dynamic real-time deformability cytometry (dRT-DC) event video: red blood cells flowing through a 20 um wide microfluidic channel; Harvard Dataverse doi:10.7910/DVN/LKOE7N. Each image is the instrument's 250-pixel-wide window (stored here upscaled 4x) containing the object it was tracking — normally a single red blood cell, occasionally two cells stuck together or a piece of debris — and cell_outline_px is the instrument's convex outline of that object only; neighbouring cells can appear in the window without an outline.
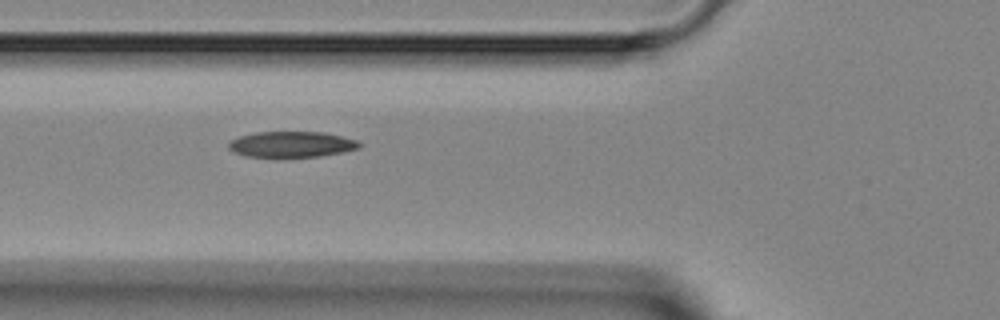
{"species": "Egyptian fruit bat (a non-hibernating species)", "species_latin": "Rousettus aegyptiacus", "temperature_condition": "room temperature", "stored_images_in_passage": 8, "camera_frame_rate_fps": 3000, "um_per_image_px": 0.085, "animal": {"sex": "female"}, "frame": {"image": 1, "passage_image": 4, "time_ms": 4.667, "image_size_px": [1000, 320], "cell_outline_px": [[360, 148], [320, 156], [276, 160], [244, 156], [232, 152], [228, 148], [228, 140], [240, 136], [256, 132], [324, 132], [356, 140], [360, 144]], "centroid_in_image_um": [24.67, 12.32], "position_along_channel_um": 101.1, "area_um2": 20.52}}
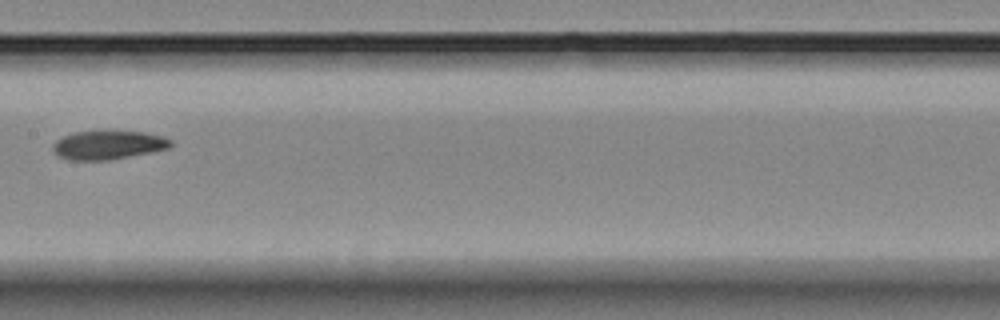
{"frame": {"image": 2, "passage_image": 6, "time_ms": 7.0, "image_size_px": [1000, 320], "cell_outline_px": [[172, 144], [168, 148], [108, 160], [68, 160], [52, 152], [52, 144], [56, 140], [64, 136], [76, 132], [144, 132], [164, 136], [172, 140]], "centroid_in_image_um": [9.16, 12.33], "position_along_channel_um": 198.2, "area_um2": 19.36}}
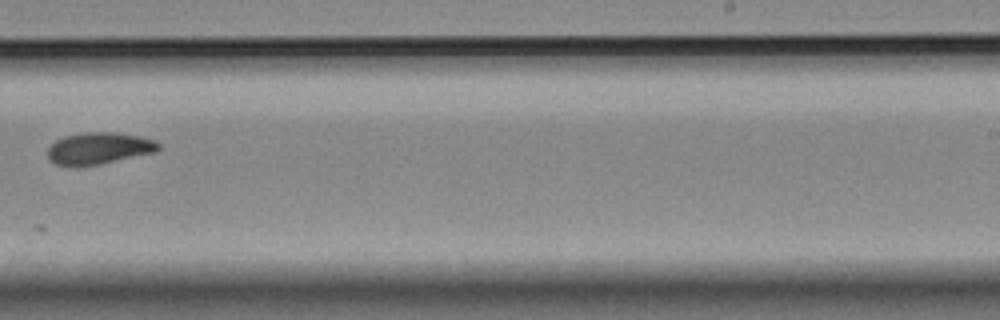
{"frame": {"image": 3, "passage_image": 8, "time_ms": 9.0, "image_size_px": [1000, 320], "cell_outline_px": [[160, 148], [156, 152], [100, 164], [56, 164], [48, 160], [48, 148], [56, 140], [64, 136], [84, 132], [112, 132], [136, 136], [152, 140], [160, 144]], "centroid_in_image_um": [8.41, 12.59], "position_along_channel_um": 280.6, "area_um2": 20.0}}